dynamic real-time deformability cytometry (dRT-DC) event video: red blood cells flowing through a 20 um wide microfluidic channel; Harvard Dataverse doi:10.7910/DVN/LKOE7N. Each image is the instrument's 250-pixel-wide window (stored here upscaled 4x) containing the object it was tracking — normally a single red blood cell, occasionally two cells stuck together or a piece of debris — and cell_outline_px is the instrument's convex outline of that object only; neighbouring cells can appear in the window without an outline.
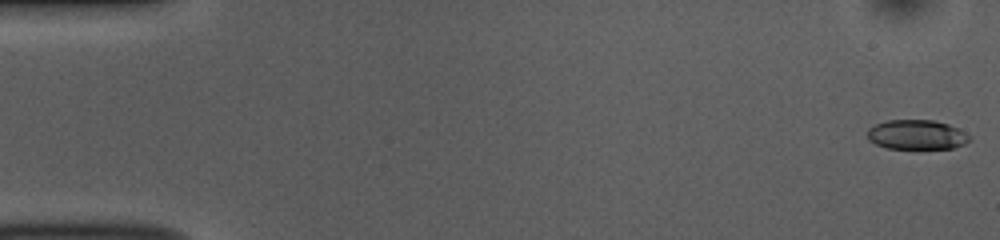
{"species": "common noctule bat (a hibernating species)", "species_latin": "Nyctalus noctula", "temperature_condition": "room temperature", "stored_images_in_passage": 52, "camera_frame_rate_fps": 3000, "um_per_image_px": 0.085, "animal": {"sex": "female", "body_mass_g": 10.0, "forearm_length_mm": 53.1}, "frame": {"image": 1, "passage_image": 1, "time_ms": 0.0, "image_size_px": [1000, 240], "cell_outline_px": [[972, 140], [964, 144], [952, 148], [888, 148], [876, 144], [868, 140], [868, 128], [876, 124], [888, 120], [932, 120], [948, 124], [972, 136]], "centroid_in_image_um": [77.93, 11.45], "position_along_channel_um": 7.1, "area_um2": 17.51}}
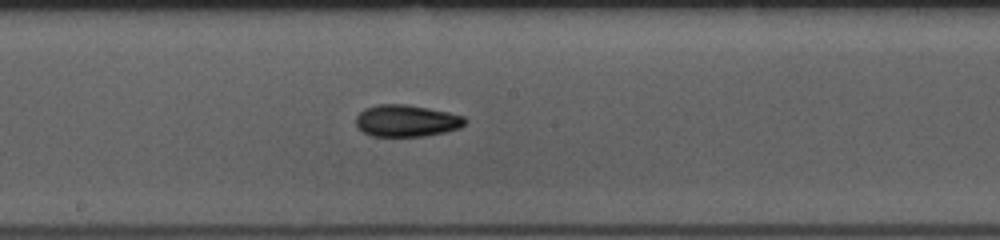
{"frame": {"image": 2, "passage_image": 28, "time_ms": 9.0, "image_size_px": [1000, 240], "cell_outline_px": [[468, 120], [460, 128], [444, 132], [424, 136], [372, 136], [356, 128], [356, 116], [364, 108], [376, 104], [408, 104], [448, 112], [464, 116]], "centroid_in_image_um": [34.54, 10.26], "position_along_channel_um": 213.7, "area_um2": 20.4}}
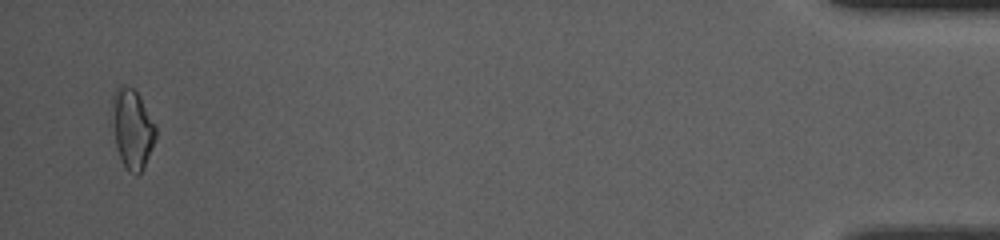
{"frame": {"image": 3, "passage_image": 51, "time_ms": 16.667, "image_size_px": [1000, 240], "cell_outline_px": [[156, 140], [144, 168], [136, 176], [128, 172], [120, 156], [108, 124], [112, 96], [116, 88], [120, 84], [124, 84], [132, 88], [140, 96], [156, 124]], "centroid_in_image_um": [11.2, 10.91], "position_along_channel_um": 424.0, "area_um2": 21.21}, "authors_computed_cell_mechanics": {"area_um2": 19.2185, "velocity_mm_per_s": 3.8286, "shape_relaxation_time_tau1_ms": 4.4305, "shape_relaxation_time_tau2_ms": 5.607, "deformation_change_tau1": 0.119, "deformation_change_tau2": 0.1076}}